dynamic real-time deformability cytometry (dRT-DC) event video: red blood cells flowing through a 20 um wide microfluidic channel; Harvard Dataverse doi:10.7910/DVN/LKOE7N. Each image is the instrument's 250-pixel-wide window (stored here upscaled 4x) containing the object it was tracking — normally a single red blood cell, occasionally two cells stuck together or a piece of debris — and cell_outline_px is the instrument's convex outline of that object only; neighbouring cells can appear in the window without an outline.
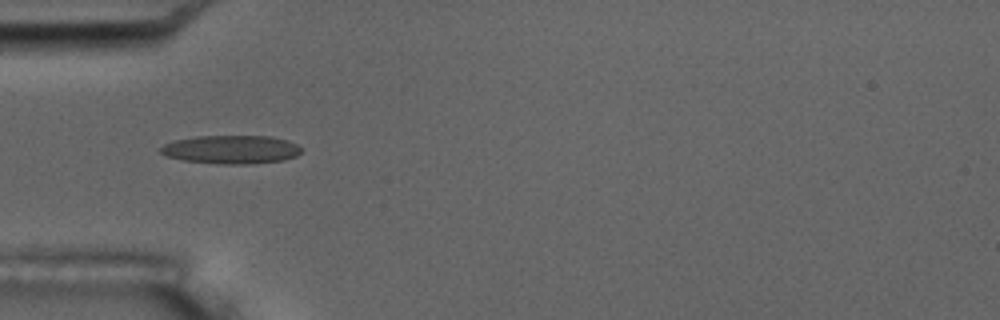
{"species": "common noctule bat (a hibernating species)", "species_latin": "Nyctalus noctula", "temperature_condition": "room temperature", "stored_images_in_passage": 2, "camera_frame_rate_fps": 3000, "um_per_image_px": 0.085, "animal": {"sex": "male", "body_mass_g": 17.5, "forearm_length_mm": 52.3}, "frame": {"image": 1, "passage_image": 1, "time_ms": 0.0, "image_size_px": [1000, 320], "cell_outline_px": [[300, 152], [296, 156], [284, 160], [248, 164], [216, 164], [180, 160], [164, 156], [160, 152], [160, 148], [164, 144], [176, 140], [196, 136], [272, 136], [288, 140], [296, 144], [300, 148]], "centroid_in_image_um": [19.62, 12.71], "position_along_channel_um": 65.4, "area_um2": 23.52}}